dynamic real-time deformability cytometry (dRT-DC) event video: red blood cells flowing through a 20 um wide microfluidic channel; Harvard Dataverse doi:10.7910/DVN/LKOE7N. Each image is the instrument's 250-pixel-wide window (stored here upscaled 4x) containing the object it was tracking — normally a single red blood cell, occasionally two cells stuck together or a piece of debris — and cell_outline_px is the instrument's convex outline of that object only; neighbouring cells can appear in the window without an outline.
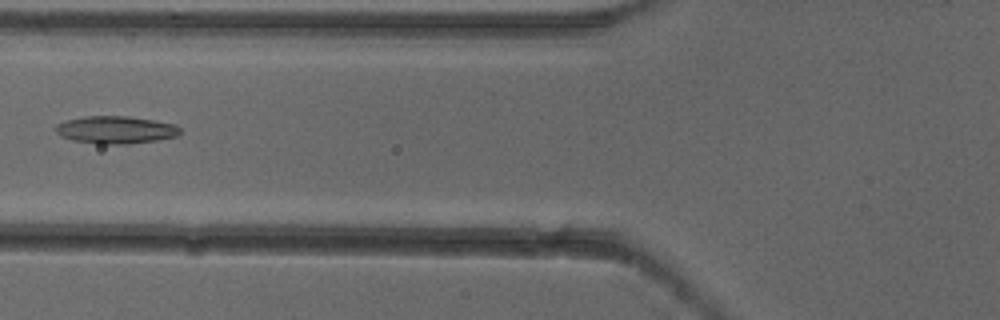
{"species": "common noctule bat (a hibernating species)", "species_latin": "Nyctalus noctula", "temperature_condition": "cold", "stored_images_in_passage": 8, "camera_frame_rate_fps": 3000, "um_per_image_px": 0.085, "animal": {"sex": "female"}, "frame": {"image": 1, "passage_image": 7, "time_ms": 2.0, "image_size_px": [1000, 320], "cell_outline_px": [[180, 132], [176, 136], [156, 140], [128, 144], [96, 144], [72, 140], [60, 136], [56, 132], [56, 124], [64, 120], [84, 116], [128, 116], [176, 124], [180, 128]], "centroid_in_image_um": [9.8, 11.03], "position_along_channel_um": 116.0, "area_um2": 20.06}}
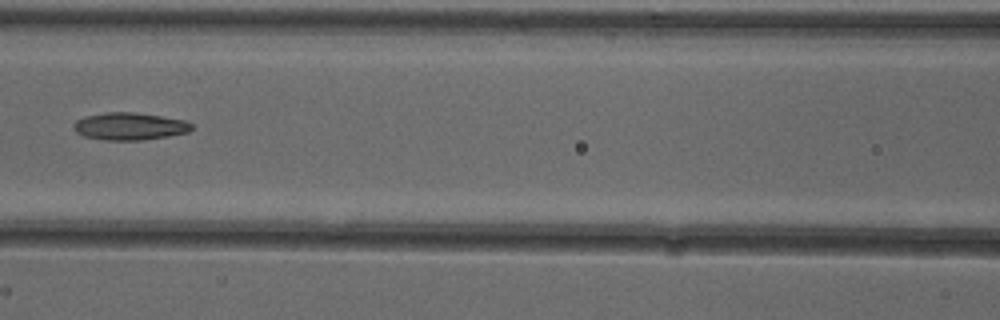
{"frame": {"image": 2, "passage_image": 8, "time_ms": 2.333, "image_size_px": [1000, 320], "cell_outline_px": [[192, 128], [188, 132], [168, 136], [144, 140], [104, 140], [84, 136], [76, 132], [72, 128], [72, 124], [76, 120], [84, 116], [104, 112], [136, 112], [184, 120], [192, 124]], "centroid_in_image_um": [10.97, 10.73], "position_along_channel_um": 155.6, "area_um2": 18.96}}